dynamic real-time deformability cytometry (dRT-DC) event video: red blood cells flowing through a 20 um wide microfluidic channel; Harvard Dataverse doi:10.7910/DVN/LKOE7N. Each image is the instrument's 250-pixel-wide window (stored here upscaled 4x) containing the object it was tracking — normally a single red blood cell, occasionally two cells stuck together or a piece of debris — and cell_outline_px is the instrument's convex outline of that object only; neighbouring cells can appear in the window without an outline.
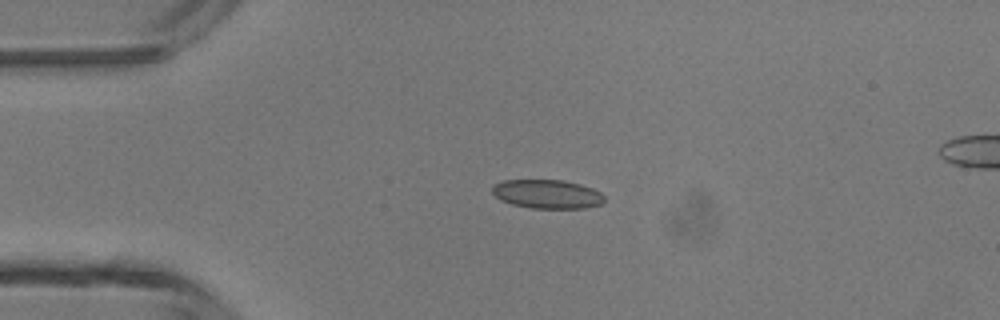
{"species": "common noctule bat (a hibernating species)", "species_latin": "Nyctalus noctula", "temperature_condition": "room temperature", "stored_images_in_passage": 37, "camera_frame_rate_fps": 3000, "um_per_image_px": 0.085, "animal": {"sex": "male", "body_mass_g": 13.3}, "frame": {"image": 1, "passage_image": 1, "time_ms": 0.0, "image_size_px": [1000, 320], "cell_outline_px": [[604, 200], [600, 204], [584, 208], [532, 208], [512, 204], [500, 200], [492, 192], [492, 188], [496, 184], [504, 180], [564, 180], [580, 184], [592, 188], [600, 192], [604, 196]], "centroid_in_image_um": [46.52, 16.49], "position_along_channel_um": 38.5, "area_um2": 18.73}}
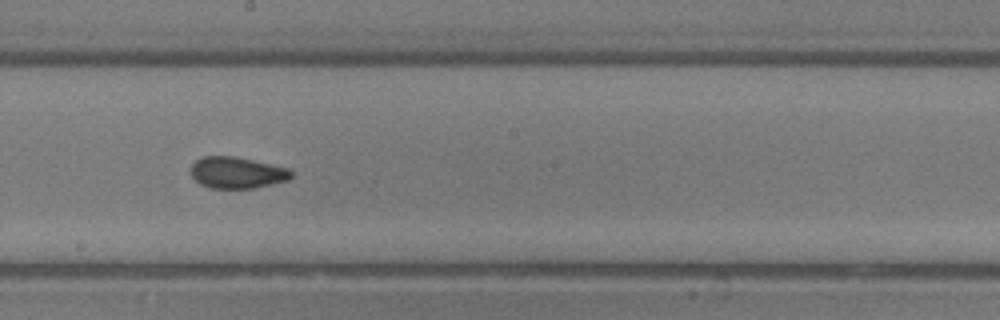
{"frame": {"image": 2, "passage_image": 16, "time_ms": 5.0, "image_size_px": [1000, 320], "cell_outline_px": [[292, 176], [288, 180], [256, 188], [212, 188], [200, 184], [192, 176], [192, 164], [196, 160], [204, 156], [232, 156], [252, 160], [288, 168], [292, 172]], "centroid_in_image_um": [20.15, 14.68], "position_along_channel_um": 228.1, "area_um2": 18.21}}
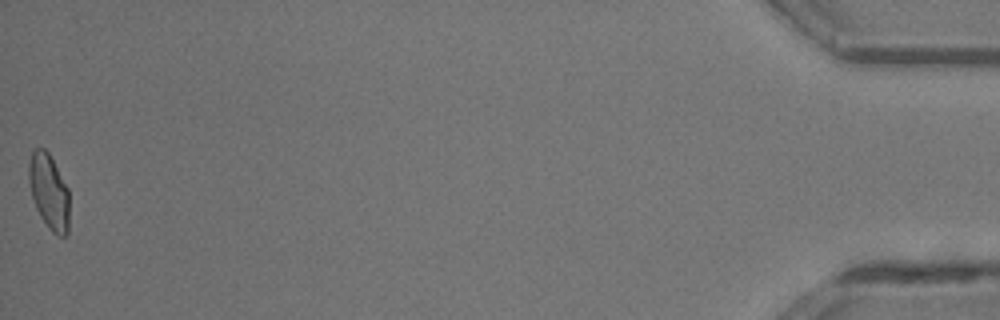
{"frame": {"image": 3, "passage_image": 37, "time_ms": 12.0, "image_size_px": [1000, 320], "cell_outline_px": [[68, 232], [64, 236], [56, 236], [48, 228], [40, 216], [36, 208], [32, 196], [28, 180], [28, 164], [32, 152], [36, 148], [44, 148], [48, 152], [68, 188]], "centroid_in_image_um": [4.15, 16.3], "position_along_channel_um": 431.1, "area_um2": 17.69}, "authors_computed_cell_mechanics": {"area_um2": 18.3804, "velocity_mm_per_s": 4.3901, "shape_relaxation_time_tau1_ms": 3.6186, "shape_relaxation_time_tau2_ms": 1.0446, "deformation_change_tau1": 0.0812, "deformation_change_tau2": 0.0535}}